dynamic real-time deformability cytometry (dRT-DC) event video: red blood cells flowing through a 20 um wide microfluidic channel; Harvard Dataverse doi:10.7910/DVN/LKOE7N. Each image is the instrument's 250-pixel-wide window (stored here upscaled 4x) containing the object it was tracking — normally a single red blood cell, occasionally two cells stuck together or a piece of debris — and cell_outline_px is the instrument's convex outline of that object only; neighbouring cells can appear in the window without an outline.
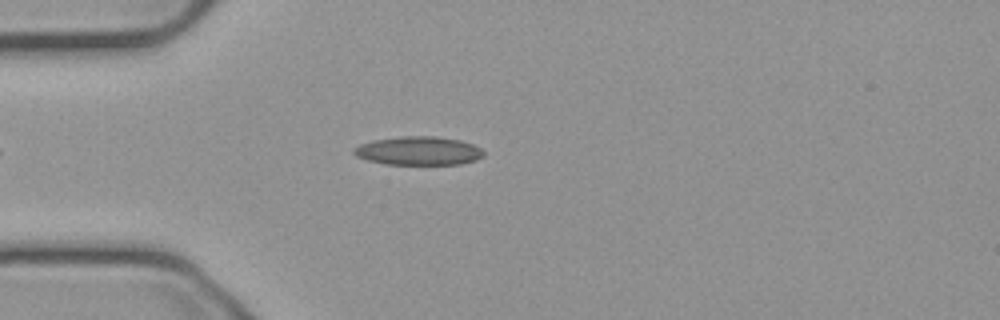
{"species": "common noctule bat (a hibernating species)", "species_latin": "Nyctalus noctula", "temperature_condition": "cold", "stored_images_in_passage": 48, "camera_frame_rate_fps": 3000, "um_per_image_px": 0.085, "animal": {"sex": "male", "body_mass_g": 23.1, "forearm_length_mm": 52.7}, "frame": {"image": 1, "passage_image": 8, "time_ms": 2.333, "image_size_px": [1000, 320], "cell_outline_px": [[484, 156], [476, 160], [460, 164], [388, 164], [368, 160], [356, 156], [352, 152], [352, 148], [360, 144], [372, 140], [400, 136], [436, 136], [460, 140], [472, 144], [480, 148], [484, 152]], "centroid_in_image_um": [35.56, 12.81], "position_along_channel_um": 49.4, "area_um2": 21.68}}
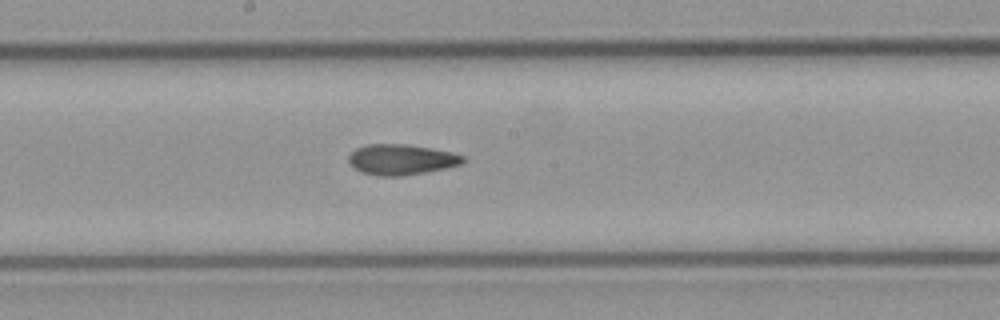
{"frame": {"image": 2, "passage_image": 22, "time_ms": 7.0, "image_size_px": [1000, 320], "cell_outline_px": [[468, 160], [464, 164], [448, 168], [400, 176], [376, 176], [360, 172], [348, 160], [348, 156], [356, 148], [368, 144], [408, 144], [452, 152], [464, 156]], "centroid_in_image_um": [34.16, 13.56], "position_along_channel_um": 214.0, "area_um2": 20.52}}
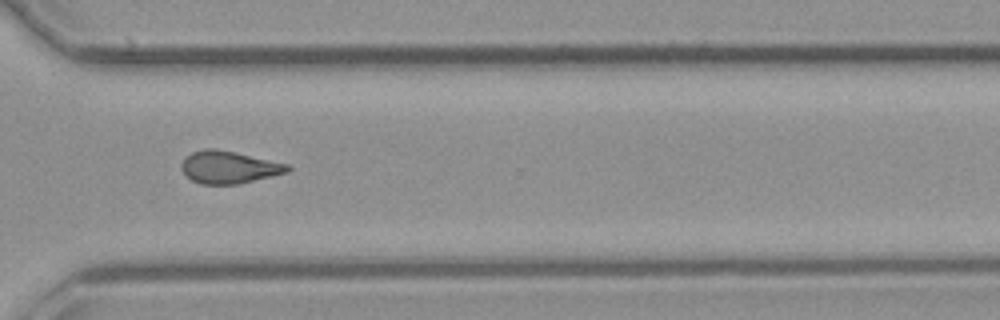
{"frame": {"image": 3, "passage_image": 33, "time_ms": 10.667, "image_size_px": [1000, 320], "cell_outline_px": [[292, 168], [288, 172], [240, 184], [200, 184], [184, 176], [180, 168], [180, 164], [192, 152], [204, 148], [216, 148], [288, 164]], "centroid_in_image_um": [19.43, 14.22], "position_along_channel_um": 351.2, "area_um2": 20.11}, "authors_computed_cell_mechanics": {"area_um2": 20.2589, "velocity_mm_per_s": 3.7584, "shape_relaxation_time_tau1_ms": null, "shape_relaxation_time_tau2_ms": 4.2337, "deformation_change_tau1": null, "deformation_change_tau2": 0.1166}}